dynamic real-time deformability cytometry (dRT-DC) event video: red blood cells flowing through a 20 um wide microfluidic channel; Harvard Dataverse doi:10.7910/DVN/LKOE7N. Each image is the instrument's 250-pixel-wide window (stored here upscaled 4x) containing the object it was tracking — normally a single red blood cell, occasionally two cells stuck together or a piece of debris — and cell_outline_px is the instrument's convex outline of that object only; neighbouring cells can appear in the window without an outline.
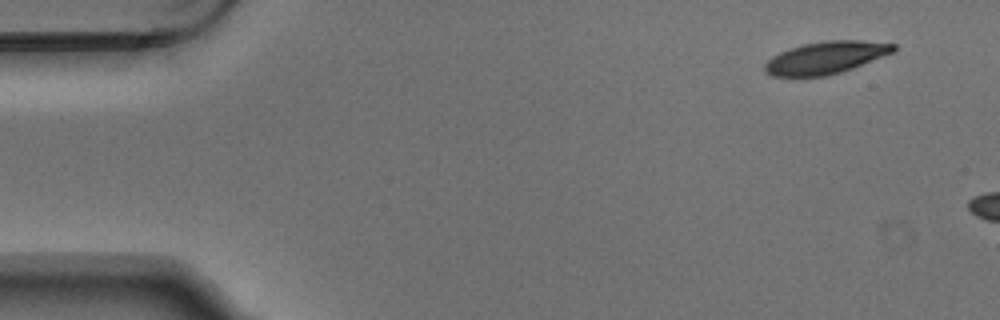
{"species": "Egyptian fruit bat (a non-hibernating species)", "species_latin": "Rousettus aegyptiacus", "temperature_condition": "warm", "stored_images_in_passage": 3, "camera_frame_rate_fps": 3000, "um_per_image_px": 0.085, "animal": {"sex": "male"}, "frame": {"image": 1, "passage_image": 1, "time_ms": 0.0, "image_size_px": [1000, 320], "cell_outline_px": [[896, 52], [852, 68], [840, 72], [824, 76], [772, 76], [764, 72], [764, 64], [772, 56], [780, 52], [804, 44], [824, 40], [860, 40], [896, 44]], "centroid_in_image_um": [70.21, 4.89], "position_along_channel_um": 14.8, "area_um2": 24.22}}